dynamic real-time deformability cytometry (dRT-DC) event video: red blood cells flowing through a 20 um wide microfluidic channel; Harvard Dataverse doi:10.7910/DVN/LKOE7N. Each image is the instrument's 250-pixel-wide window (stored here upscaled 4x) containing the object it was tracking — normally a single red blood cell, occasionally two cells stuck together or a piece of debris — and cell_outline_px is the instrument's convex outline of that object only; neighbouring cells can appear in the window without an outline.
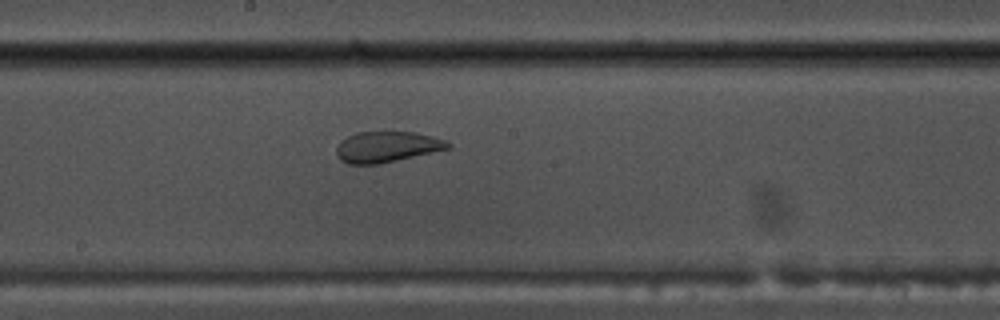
{"species": "common noctule bat (a hibernating species)", "species_latin": "Nyctalus noctula", "temperature_condition": "warm", "stored_images_in_passage": 39, "camera_frame_rate_fps": 3000, "um_per_image_px": 0.085, "animal": {"sex": "male", "body_mass_g": 17.5, "forearm_length_mm": 52.3}, "frame": {"image": 1, "passage_image": 19, "time_ms": 6.0, "image_size_px": [1000, 320], "cell_outline_px": [[452, 148], [380, 164], [348, 164], [340, 160], [336, 156], [336, 148], [340, 140], [356, 132], [416, 132], [432, 136], [444, 140], [452, 144]], "centroid_in_image_um": [32.88, 12.49], "position_along_channel_um": 215.3, "area_um2": 20.23}}
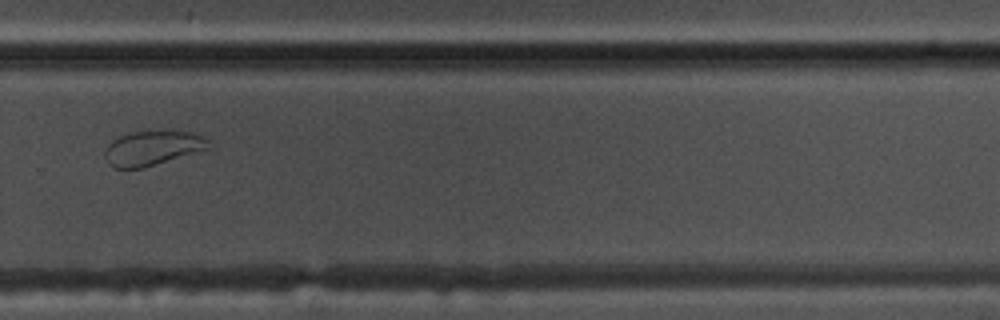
{"frame": {"image": 2, "passage_image": 27, "time_ms": 8.667, "image_size_px": [1000, 320], "cell_outline_px": [[216, 148], [144, 168], [112, 168], [108, 164], [104, 156], [104, 152], [108, 144], [112, 140], [120, 136], [132, 132], [172, 128], [192, 132], [208, 140]], "centroid_in_image_um": [13.06, 12.56], "position_along_channel_um": 316.7, "area_um2": 22.08}}
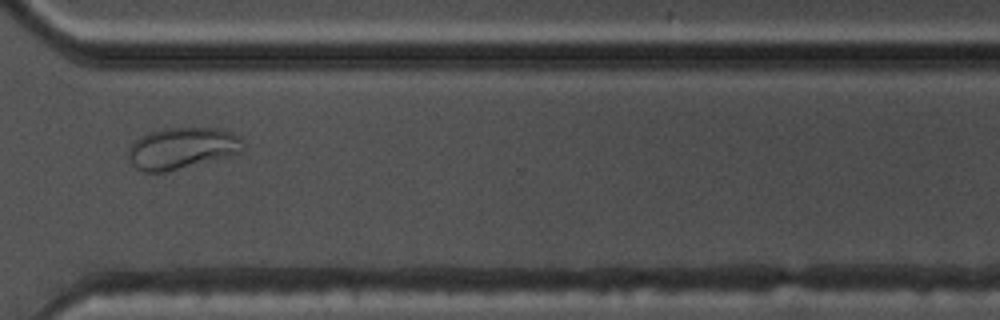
{"frame": {"image": 3, "passage_image": 30, "time_ms": 9.667, "image_size_px": [1000, 320], "cell_outline_px": [[244, 148], [240, 152], [228, 156], [168, 172], [144, 172], [136, 168], [128, 160], [128, 148], [140, 136], [164, 128], [216, 128], [232, 132], [240, 140]], "centroid_in_image_um": [15.43, 12.61], "position_along_channel_um": 355.2, "area_um2": 27.57}}